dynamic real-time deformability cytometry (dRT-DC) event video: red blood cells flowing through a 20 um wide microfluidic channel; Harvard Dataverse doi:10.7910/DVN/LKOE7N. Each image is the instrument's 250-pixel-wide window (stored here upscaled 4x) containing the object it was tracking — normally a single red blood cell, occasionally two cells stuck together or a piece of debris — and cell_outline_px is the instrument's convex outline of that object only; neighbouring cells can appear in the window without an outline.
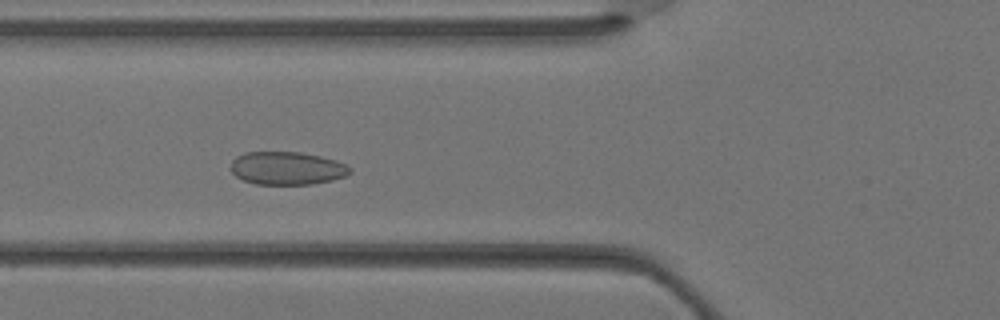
{"species": "Egyptian fruit bat (a non-hibernating species)", "species_latin": "Rousettus aegyptiacus", "temperature_condition": "warm", "stored_images_in_passage": 34, "camera_frame_rate_fps": 3000, "um_per_image_px": 0.085, "animal": {"sex": "female"}, "frame": {"image": 1, "passage_image": 11, "time_ms": 3.333, "image_size_px": [1000, 320], "cell_outline_px": [[352, 172], [344, 176], [332, 180], [312, 184], [256, 184], [244, 180], [236, 176], [232, 172], [232, 160], [236, 156], [244, 152], [300, 152], [320, 156], [336, 160], [352, 168]], "centroid_in_image_um": [24.4, 14.29], "position_along_channel_um": 101.4, "area_um2": 22.89}}
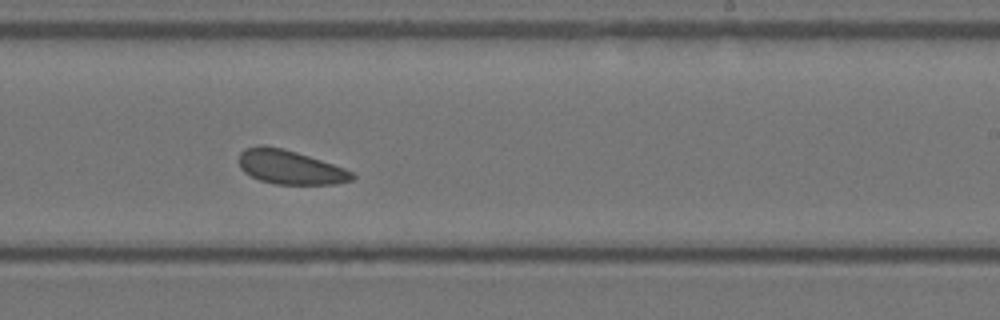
{"frame": {"image": 2, "passage_image": 20, "time_ms": 6.333, "image_size_px": [1000, 320], "cell_outline_px": [[356, 176], [352, 180], [336, 184], [276, 184], [260, 180], [244, 172], [240, 168], [240, 152], [244, 148], [284, 148], [344, 168], [352, 172]], "centroid_in_image_um": [24.7, 14.25], "position_along_channel_um": 264.3, "area_um2": 21.79}}
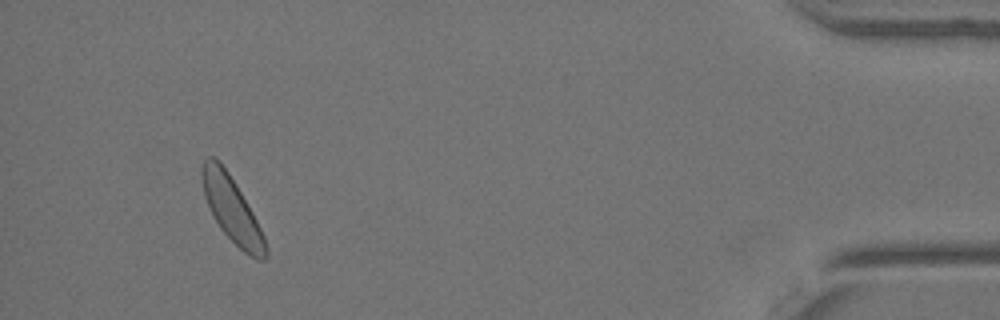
{"frame": {"image": 3, "passage_image": 32, "time_ms": 10.333, "image_size_px": [1000, 320], "cell_outline_px": [[268, 256], [264, 260], [256, 260], [244, 252], [220, 228], [204, 196], [200, 176], [200, 164], [208, 156], [212, 156], [228, 172], [236, 184], [252, 212], [264, 236], [268, 248]], "centroid_in_image_um": [19.7, 17.81], "position_along_channel_um": 415.5, "area_um2": 23.87}}